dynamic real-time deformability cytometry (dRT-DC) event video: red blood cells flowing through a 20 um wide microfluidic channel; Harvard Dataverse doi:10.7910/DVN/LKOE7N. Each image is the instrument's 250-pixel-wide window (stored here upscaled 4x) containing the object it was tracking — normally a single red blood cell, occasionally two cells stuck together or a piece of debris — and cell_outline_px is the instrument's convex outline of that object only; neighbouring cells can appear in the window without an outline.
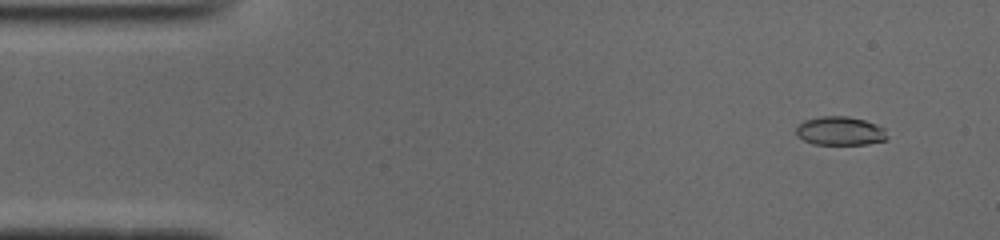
{"species": "common noctule bat (a hibernating species)", "species_latin": "Nyctalus noctula", "temperature_condition": "cold", "stored_images_in_passage": 47, "camera_frame_rate_fps": 3000, "um_per_image_px": 0.085, "animal": {"sex": "male", "body_mass_g": 19.0, "forearm_length_mm": 50.8}, "frame": {"image": 1, "passage_image": 1, "time_ms": 0.0, "image_size_px": [1000, 240], "cell_outline_px": [[888, 140], [868, 144], [812, 144], [796, 136], [796, 128], [804, 120], [820, 116], [848, 116], [864, 120], [876, 124], [884, 128], [888, 136]], "centroid_in_image_um": [71.42, 11.13], "position_along_channel_um": 13.6, "area_um2": 15.37}}
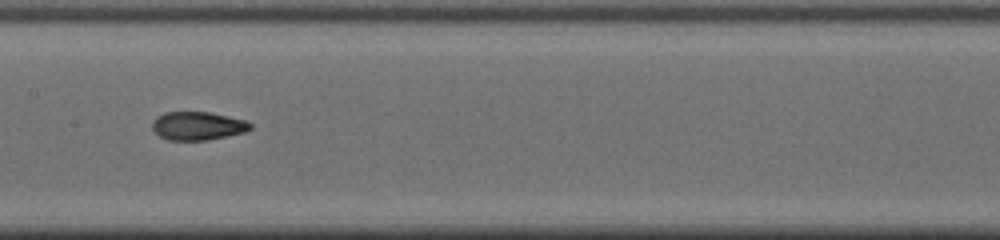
{"frame": {"image": 2, "passage_image": 22, "time_ms": 7.0, "image_size_px": [1000, 240], "cell_outline_px": [[252, 128], [244, 132], [208, 140], [168, 140], [160, 136], [152, 128], [152, 120], [156, 116], [164, 112], [208, 112], [244, 120], [252, 124]], "centroid_in_image_um": [16.77, 10.7], "position_along_channel_um": 190.6, "area_um2": 16.13}}
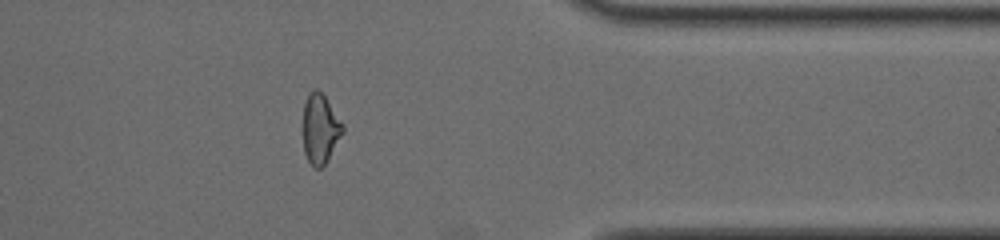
{"frame": {"image": 3, "passage_image": 38, "time_ms": 12.333, "image_size_px": [1000, 240], "cell_outline_px": [[344, 132], [324, 164], [320, 168], [312, 168], [304, 152], [304, 104], [308, 96], [316, 88], [324, 96], [344, 124]], "centroid_in_image_um": [27.23, 10.98], "position_along_channel_um": 384.2, "area_um2": 15.72}, "authors_computed_cell_mechanics": {"area_um2": 16.184, "velocity_mm_per_s": 3.9408, "shape_relaxation_time_tau1_ms": 8.9948, "shape_relaxation_time_tau2_ms": 1.7107, "deformation_change_tau1": 0.2351, "deformation_change_tau2": 0.0736}}